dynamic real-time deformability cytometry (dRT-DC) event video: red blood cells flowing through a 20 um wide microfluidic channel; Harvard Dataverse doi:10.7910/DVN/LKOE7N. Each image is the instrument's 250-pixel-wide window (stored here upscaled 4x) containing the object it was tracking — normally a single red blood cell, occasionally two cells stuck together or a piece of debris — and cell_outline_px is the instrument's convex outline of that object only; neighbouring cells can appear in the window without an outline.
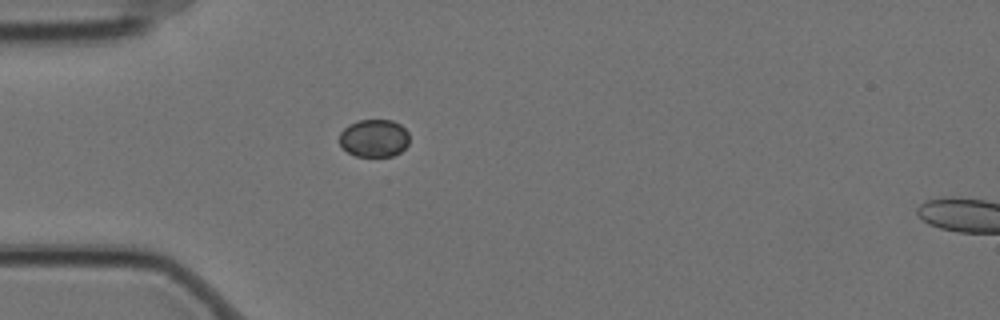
{"species": "Egyptian fruit bat (a non-hibernating species)", "species_latin": "Rousettus aegyptiacus", "temperature_condition": "cold", "stored_images_in_passage": 2, "camera_frame_rate_fps": 3000, "um_per_image_px": 0.085, "animal": {"sex": "female"}, "frame": {"image": 1, "passage_image": 1, "time_ms": 0.0, "image_size_px": [1000, 320], "cell_outline_px": [[408, 144], [400, 152], [392, 156], [356, 156], [348, 152], [340, 144], [340, 132], [348, 124], [360, 120], [392, 120], [400, 124], [408, 132]], "centroid_in_image_um": [31.8, 11.74], "position_along_channel_um": 53.2, "area_um2": 15.32}}